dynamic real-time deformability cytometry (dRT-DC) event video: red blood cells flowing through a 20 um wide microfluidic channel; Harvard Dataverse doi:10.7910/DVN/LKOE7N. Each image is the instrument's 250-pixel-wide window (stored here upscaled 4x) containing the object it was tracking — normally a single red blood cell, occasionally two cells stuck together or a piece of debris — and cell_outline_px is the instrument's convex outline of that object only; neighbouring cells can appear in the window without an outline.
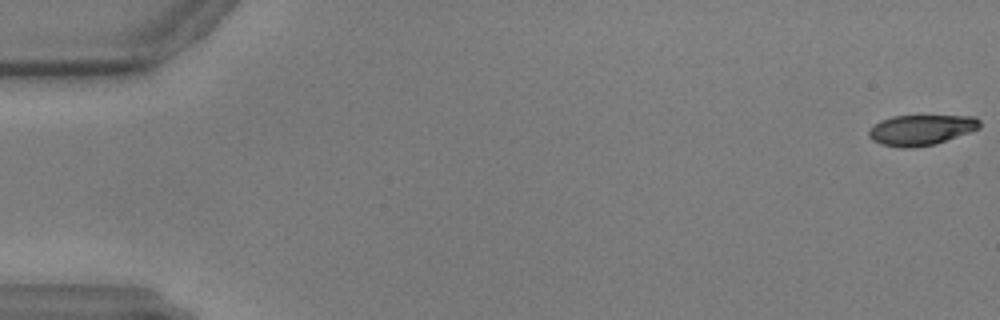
{"species": "common noctule bat (a hibernating species)", "species_latin": "Nyctalus noctula", "temperature_condition": "warm", "stored_images_in_passage": 1, "camera_frame_rate_fps": 3000, "um_per_image_px": 0.085, "animal": {"sex": "male", "body_mass_g": 17.9, "forearm_length_mm": 54.2}, "frame": {"image": 1, "passage_image": 1, "time_ms": 0.0, "image_size_px": [1000, 320], "cell_outline_px": [[980, 128], [936, 144], [908, 148], [904, 148], [880, 144], [872, 140], [868, 136], [868, 132], [880, 120], [892, 116], [976, 116], [980, 120]], "centroid_in_image_um": [78.3, 11.04], "position_along_channel_um": 6.7, "area_um2": 19.59}}